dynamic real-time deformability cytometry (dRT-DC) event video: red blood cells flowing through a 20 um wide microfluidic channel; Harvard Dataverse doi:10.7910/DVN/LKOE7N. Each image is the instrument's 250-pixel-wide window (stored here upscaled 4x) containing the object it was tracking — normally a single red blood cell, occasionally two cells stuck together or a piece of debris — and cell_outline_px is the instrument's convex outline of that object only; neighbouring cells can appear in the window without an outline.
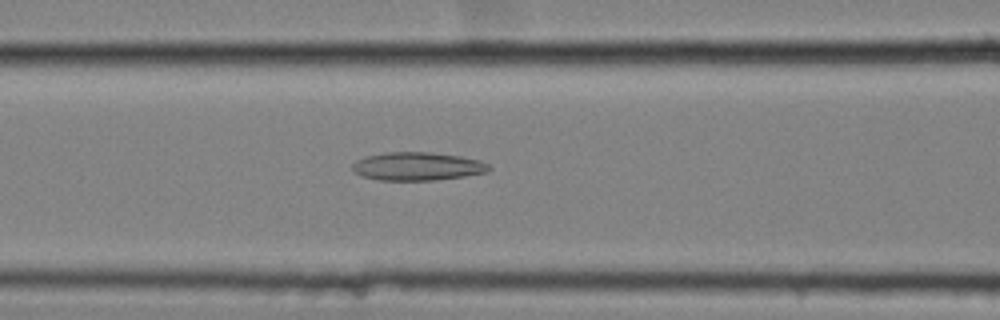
{"species": "common noctule bat (a hibernating species)", "species_latin": "Nyctalus noctula", "temperature_condition": "cold", "stored_images_in_passage": 53, "camera_frame_rate_fps": 3000, "um_per_image_px": 0.085, "animal": {"sex": "female", "body_mass_g": 25.1}, "frame": {"image": 1, "passage_image": 26, "time_ms": 8.333, "image_size_px": [1000, 320], "cell_outline_px": [[492, 168], [488, 172], [464, 176], [436, 180], [380, 180], [360, 176], [352, 168], [352, 164], [356, 160], [368, 156], [384, 152], [432, 152], [460, 156], [480, 160], [488, 164]], "centroid_in_image_um": [35.5, 14.13], "position_along_channel_um": 131.1, "area_um2": 22.54}}
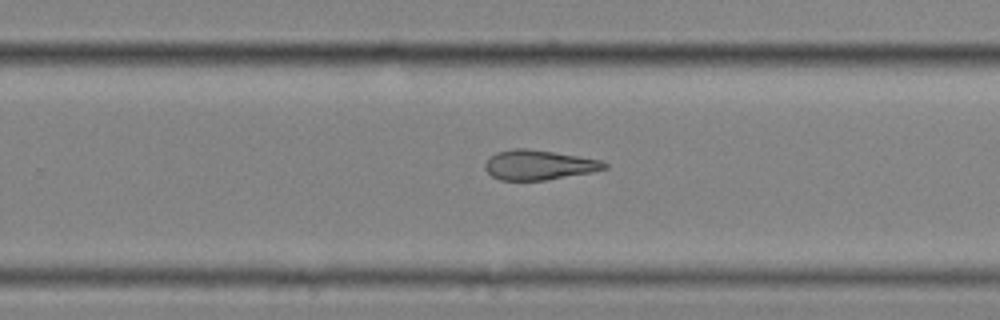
{"frame": {"image": 2, "passage_image": 39, "time_ms": 12.667, "image_size_px": [1000, 320], "cell_outline_px": [[608, 168], [592, 172], [544, 180], [500, 180], [492, 176], [484, 168], [484, 164], [496, 152], [516, 148], [528, 148], [600, 160], [608, 164]], "centroid_in_image_um": [45.79, 14.02], "position_along_channel_um": 284.0, "area_um2": 20.46}}
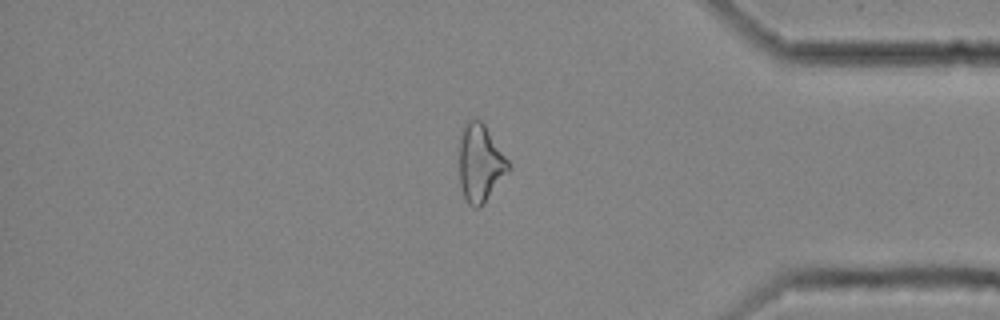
{"frame": {"image": 3, "passage_image": 50, "time_ms": 16.333, "image_size_px": [1000, 320], "cell_outline_px": [[512, 168], [480, 208], [472, 208], [468, 204], [464, 196], [460, 184], [460, 132], [464, 124], [472, 116], [480, 120], [484, 124], [508, 160]], "centroid_in_image_um": [40.82, 13.86], "position_along_channel_um": 394.4, "area_um2": 22.37}, "authors_computed_cell_mechanics": {"area_um2": 23.1778, "velocity_mm_per_s": 3.5381, "shape_relaxation_time_tau1_ms": null, "shape_relaxation_time_tau2_ms": 7.6555, "deformation_change_tau1": null, "deformation_change_tau2": 0.2135}}